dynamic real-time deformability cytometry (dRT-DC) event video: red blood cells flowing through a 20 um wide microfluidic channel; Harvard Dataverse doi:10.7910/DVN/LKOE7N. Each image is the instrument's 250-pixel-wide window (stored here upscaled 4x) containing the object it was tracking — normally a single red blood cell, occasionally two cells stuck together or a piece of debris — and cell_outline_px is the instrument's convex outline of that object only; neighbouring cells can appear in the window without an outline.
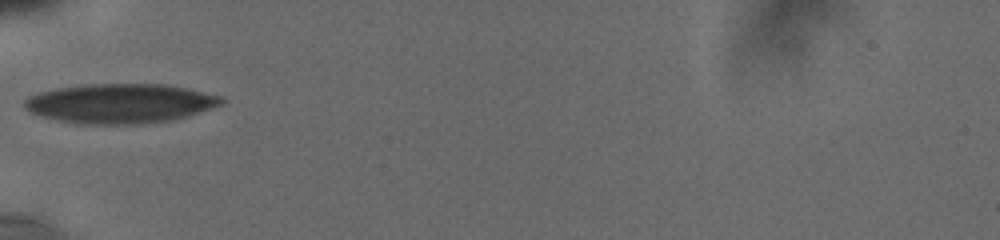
{"species": "human", "species_latin": "Homo sapiens", "temperature_condition": "cold", "stored_images_in_passage": 14, "camera_frame_rate_fps": 3000, "um_per_image_px": 0.085, "donor": {"sex": "male"}, "frame": {"image": 1, "passage_image": 1, "time_ms": 0.0, "image_size_px": [1000, 240], "cell_outline_px": [[224, 104], [188, 116], [168, 120], [136, 124], [72, 124], [40, 116], [28, 112], [24, 108], [24, 100], [28, 96], [40, 92], [56, 88], [84, 84], [164, 84], [184, 88], [220, 96], [224, 100]], "centroid_in_image_um": [10.14, 8.8], "position_along_channel_um": 74.9, "area_um2": 45.49}}
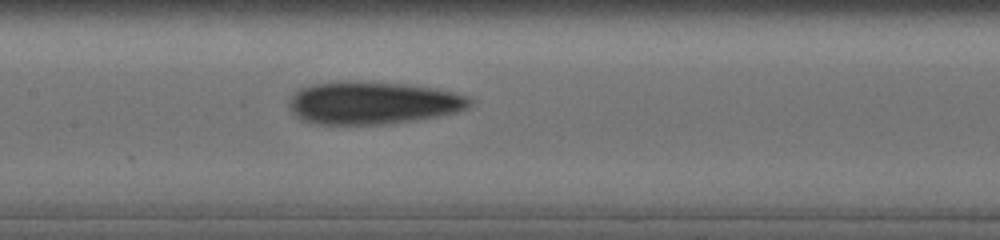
{"frame": {"image": 2, "passage_image": 7, "time_ms": 2.667, "image_size_px": [1000, 240], "cell_outline_px": [[472, 104], [456, 112], [416, 120], [384, 124], [316, 124], [300, 120], [288, 108], [288, 100], [300, 88], [312, 84], [404, 84], [432, 88], [452, 92], [468, 96], [472, 100]], "centroid_in_image_um": [31.67, 8.79], "position_along_channel_um": 175.7, "area_um2": 43.58}}
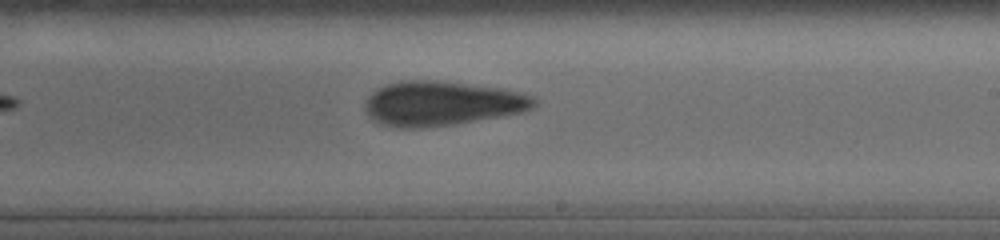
{"frame": {"image": 3, "passage_image": 11, "time_ms": 4.667, "image_size_px": [1000, 240], "cell_outline_px": [[536, 104], [532, 108], [524, 112], [452, 124], [420, 128], [396, 128], [380, 124], [368, 116], [364, 108], [364, 100], [372, 92], [384, 84], [400, 80], [436, 80], [500, 88], [520, 92], [532, 96], [536, 100]], "centroid_in_image_um": [37.49, 8.79], "position_along_channel_um": 251.5, "area_um2": 44.04}}